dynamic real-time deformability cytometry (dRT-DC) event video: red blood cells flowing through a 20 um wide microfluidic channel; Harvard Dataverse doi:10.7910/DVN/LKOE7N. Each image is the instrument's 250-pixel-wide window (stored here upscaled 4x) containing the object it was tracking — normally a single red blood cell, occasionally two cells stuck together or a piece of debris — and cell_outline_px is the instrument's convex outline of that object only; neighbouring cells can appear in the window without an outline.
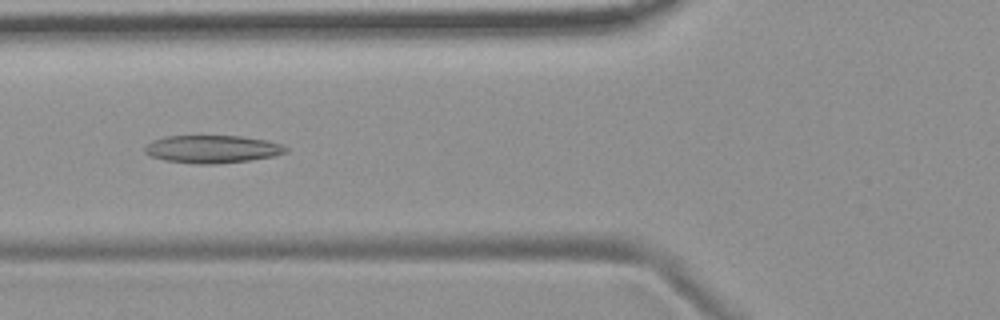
{"species": "common noctule bat (a hibernating species)", "species_latin": "Nyctalus noctula", "temperature_condition": "room temperature", "stored_images_in_passage": 5, "camera_frame_rate_fps": 3000, "um_per_image_px": 0.085, "animal": {"sex": "female", "body_mass_g": 19.9}, "frame": {"image": 1, "passage_image": 5, "time_ms": 4.667, "image_size_px": [1000, 320], "cell_outline_px": [[288, 152], [272, 156], [248, 160], [212, 164], [196, 164], [164, 160], [152, 156], [144, 152], [144, 148], [152, 140], [164, 136], [240, 136], [268, 140], [284, 144], [288, 148]], "centroid_in_image_um": [18.06, 12.66], "position_along_channel_um": 107.7, "area_um2": 22.83}}